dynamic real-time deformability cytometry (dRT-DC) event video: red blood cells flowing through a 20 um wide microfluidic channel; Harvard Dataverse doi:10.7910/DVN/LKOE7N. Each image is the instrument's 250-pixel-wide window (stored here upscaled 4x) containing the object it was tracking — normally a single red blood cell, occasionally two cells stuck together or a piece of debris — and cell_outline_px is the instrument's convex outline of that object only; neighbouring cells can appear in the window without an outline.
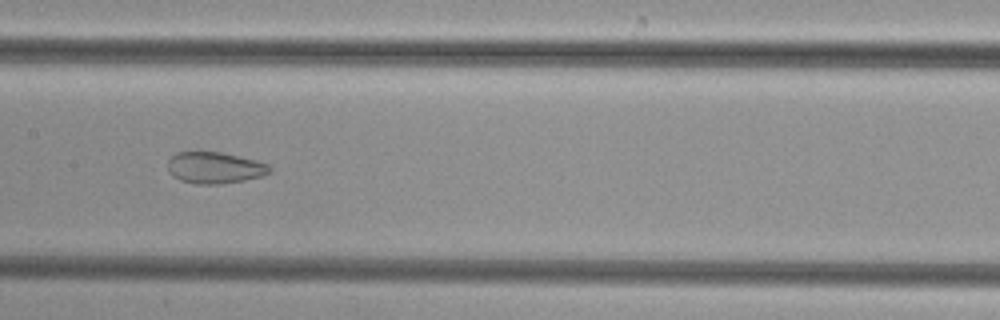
{"species": "common noctule bat (a hibernating species)", "species_latin": "Nyctalus noctula", "temperature_condition": "cold", "stored_images_in_passage": 45, "camera_frame_rate_fps": 3000, "um_per_image_px": 0.085, "animal": {"sex": "female", "body_mass_g": 29.2, "forearm_length_mm": 56.3}, "frame": {"image": 1, "passage_image": 20, "time_ms": 6.333, "image_size_px": [1000, 320], "cell_outline_px": [[272, 172], [260, 176], [244, 180], [220, 184], [196, 184], [180, 180], [172, 176], [168, 172], [168, 160], [176, 152], [220, 152], [268, 164], [272, 168]], "centroid_in_image_um": [18.21, 14.27], "position_along_channel_um": 189.2, "area_um2": 18.55}}
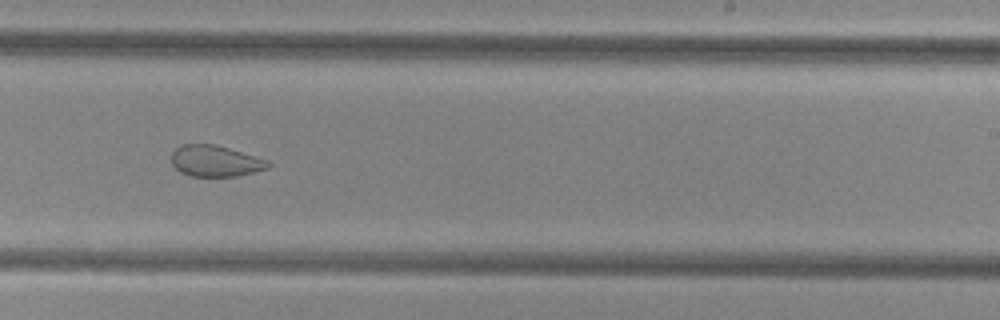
{"frame": {"image": 2, "passage_image": 26, "time_ms": 8.333, "image_size_px": [1000, 320], "cell_outline_px": [[272, 164], [268, 168], [236, 176], [192, 176], [180, 172], [172, 164], [172, 152], [180, 144], [216, 144], [268, 160]], "centroid_in_image_um": [18.29, 13.67], "position_along_channel_um": 270.7, "area_um2": 17.51}}
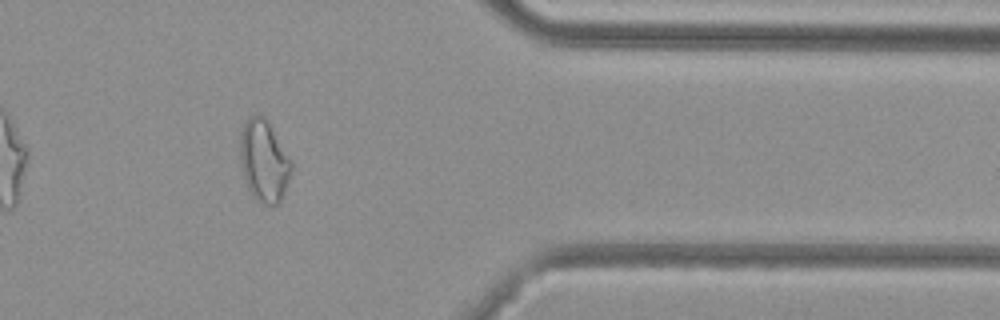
{"frame": {"image": 3, "passage_image": 36, "time_ms": 11.667, "image_size_px": [1000, 320], "cell_outline_px": [[292, 168], [284, 192], [280, 200], [276, 204], [264, 204], [256, 200], [252, 196], [244, 180], [240, 164], [240, 132], [248, 116], [260, 112], [264, 116], [292, 164]], "centroid_in_image_um": [22.38, 13.66], "position_along_channel_um": 389.0, "area_um2": 24.16}}